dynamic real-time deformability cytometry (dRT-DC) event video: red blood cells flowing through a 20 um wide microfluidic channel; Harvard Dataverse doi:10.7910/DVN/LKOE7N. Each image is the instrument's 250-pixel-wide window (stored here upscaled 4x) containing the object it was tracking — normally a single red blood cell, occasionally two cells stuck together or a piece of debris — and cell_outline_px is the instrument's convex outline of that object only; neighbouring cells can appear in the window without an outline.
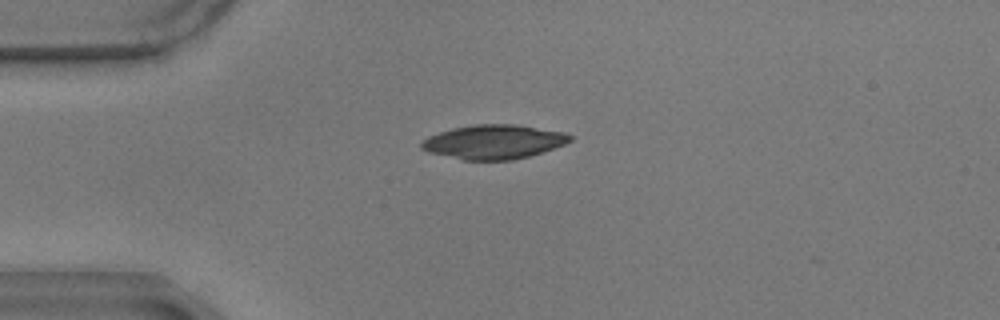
{"species": "common noctule bat (a hibernating species)", "species_latin": "Nyctalus noctula", "temperature_condition": "warm", "stored_images_in_passage": 40, "camera_frame_rate_fps": 3000, "um_per_image_px": 0.085, "animal": {"sex": "male", "body_mass_g": 17.9}, "frame": {"image": 1, "passage_image": 1, "time_ms": 0.0, "image_size_px": [1000, 320], "cell_outline_px": [[572, 140], [564, 144], [528, 156], [512, 160], [464, 160], [428, 152], [420, 148], [420, 140], [428, 136], [452, 128], [472, 124], [516, 124], [564, 132], [572, 136]], "centroid_in_image_um": [41.92, 12.05], "position_along_channel_um": 43.1, "area_um2": 29.59}}
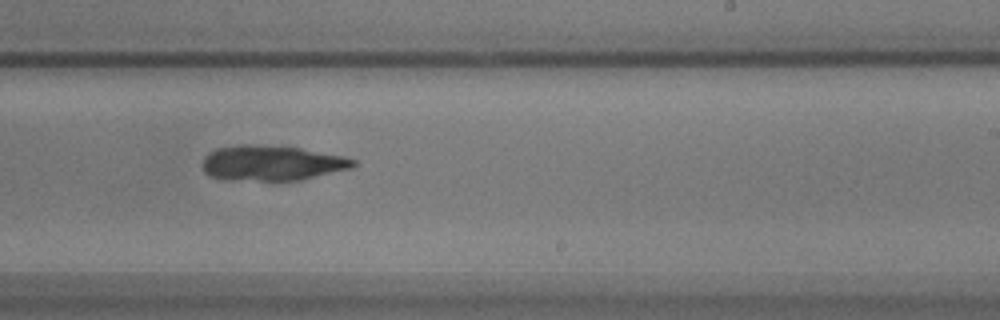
{"frame": {"image": 2, "passage_image": 22, "time_ms": 7.0, "image_size_px": [1000, 320], "cell_outline_px": [[356, 164], [352, 168], [300, 180], [224, 180], [208, 176], [204, 172], [200, 164], [204, 156], [208, 152], [216, 148], [240, 144], [256, 144], [300, 148], [344, 156], [356, 160]], "centroid_in_image_um": [23.03, 13.86], "position_along_channel_um": 266.0, "area_um2": 31.33}}
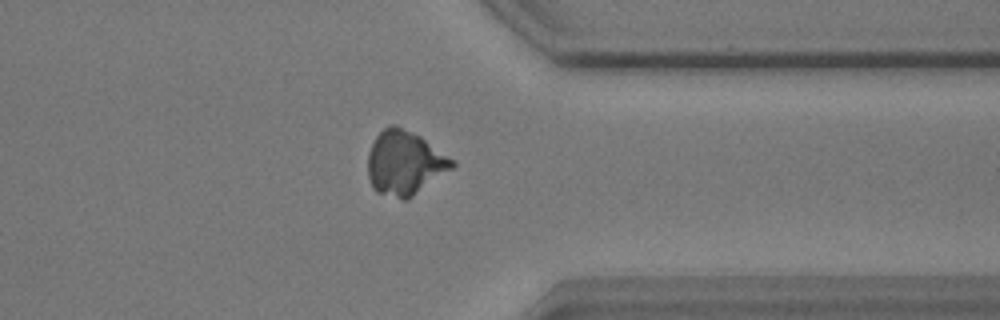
{"frame": {"image": 3, "passage_image": 32, "time_ms": 10.333, "image_size_px": [1000, 320], "cell_outline_px": [[456, 164], [452, 168], [408, 200], [404, 200], [376, 192], [372, 188], [368, 176], [368, 152], [376, 136], [388, 124], [396, 124], [420, 136], [456, 160]], "centroid_in_image_um": [34.39, 13.85], "position_along_channel_um": 377.0, "area_um2": 31.67}}